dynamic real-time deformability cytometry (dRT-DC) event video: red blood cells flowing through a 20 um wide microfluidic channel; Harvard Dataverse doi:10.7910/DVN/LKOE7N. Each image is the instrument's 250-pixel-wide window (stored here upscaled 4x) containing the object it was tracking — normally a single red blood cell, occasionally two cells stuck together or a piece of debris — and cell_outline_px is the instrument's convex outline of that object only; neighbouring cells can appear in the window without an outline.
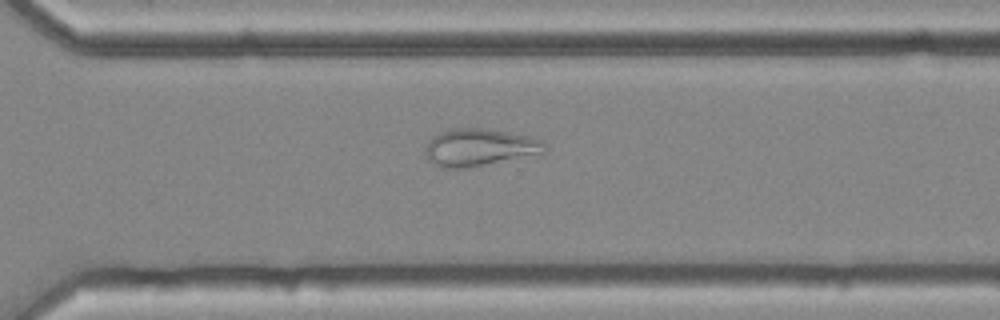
{"species": "common noctule bat (a hibernating species)", "species_latin": "Nyctalus noctula", "temperature_condition": "cold", "stored_images_in_passage": 45, "camera_frame_rate_fps": 3000, "um_per_image_px": 0.085, "animal": {"sex": "female", "body_mass_g": 25.1}, "frame": {"image": 1, "passage_image": 29, "time_ms": 9.333, "image_size_px": [1000, 320], "cell_outline_px": [[544, 152], [468, 168], [444, 168], [432, 164], [428, 160], [428, 140], [432, 136], [440, 132], [452, 128], [484, 128], [532, 136], [544, 140]], "centroid_in_image_um": [40.74, 12.51], "position_along_channel_um": 329.9, "area_um2": 25.72}}
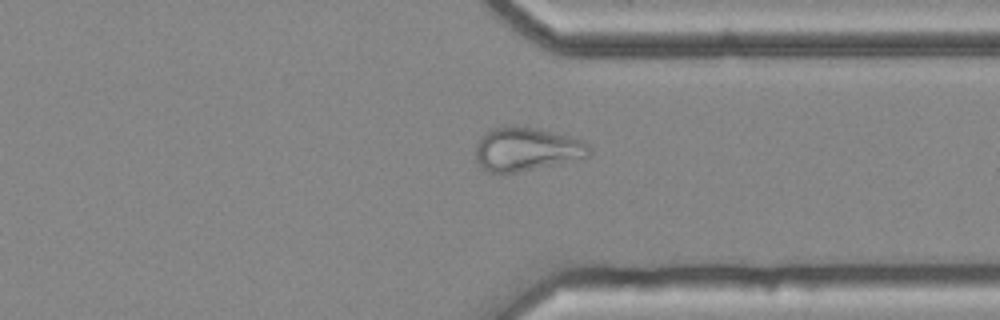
{"frame": {"image": 2, "passage_image": 32, "time_ms": 10.333, "image_size_px": [1000, 320], "cell_outline_px": [[592, 152], [588, 156], [516, 172], [488, 172], [480, 168], [476, 160], [476, 144], [480, 136], [492, 128], [504, 124], [536, 128], [568, 136], [580, 140], [588, 144], [592, 148]], "centroid_in_image_um": [44.68, 12.65], "position_along_channel_um": 366.7, "area_um2": 28.67}}
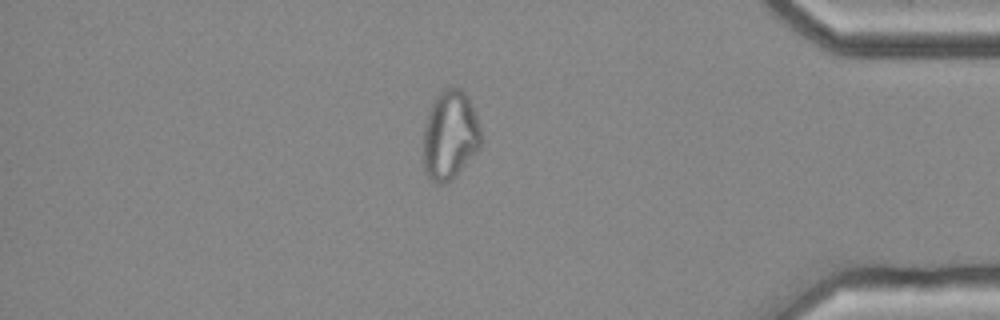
{"frame": {"image": 3, "passage_image": 37, "time_ms": 12.0, "image_size_px": [1000, 320], "cell_outline_px": [[480, 148], [444, 184], [436, 184], [424, 172], [424, 124], [428, 112], [436, 96], [444, 88], [460, 88], [468, 96], [472, 104], [480, 128]], "centroid_in_image_um": [38.23, 11.45], "position_along_channel_um": 397.0, "area_um2": 29.42}, "authors_computed_cell_mechanics": {"area_um2": 28.9578, "velocity_mm_per_s": 3.6725, "shape_relaxation_time_tau1_ms": null, "shape_relaxation_time_tau2_ms": 3.7262, "deformation_change_tau1": null, "deformation_change_tau2": 0.1165}}